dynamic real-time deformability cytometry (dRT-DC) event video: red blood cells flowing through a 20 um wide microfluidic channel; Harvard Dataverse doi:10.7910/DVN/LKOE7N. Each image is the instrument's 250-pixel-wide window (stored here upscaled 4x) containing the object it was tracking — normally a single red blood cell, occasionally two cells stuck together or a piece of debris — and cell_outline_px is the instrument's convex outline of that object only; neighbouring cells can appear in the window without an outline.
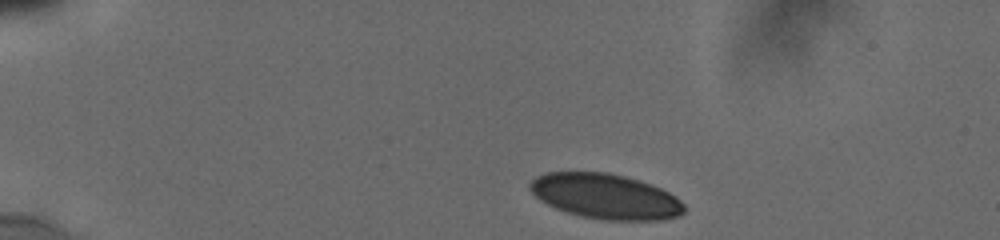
{"species": "human", "species_latin": "Homo sapiens", "temperature_condition": "cold", "stored_images_in_passage": 6, "camera_frame_rate_fps": 3000, "um_per_image_px": 0.085, "donor": {"sex": "male"}, "frame": {"image": 1, "passage_image": 1, "time_ms": 0.0, "image_size_px": [1000, 240], "cell_outline_px": [[684, 212], [680, 216], [660, 220], [604, 220], [580, 216], [556, 208], [540, 200], [528, 188], [528, 184], [536, 176], [548, 172], [608, 172], [624, 176], [652, 184], [676, 196], [684, 204]], "centroid_in_image_um": [51.47, 16.69], "position_along_channel_um": 33.5, "area_um2": 40.58}}